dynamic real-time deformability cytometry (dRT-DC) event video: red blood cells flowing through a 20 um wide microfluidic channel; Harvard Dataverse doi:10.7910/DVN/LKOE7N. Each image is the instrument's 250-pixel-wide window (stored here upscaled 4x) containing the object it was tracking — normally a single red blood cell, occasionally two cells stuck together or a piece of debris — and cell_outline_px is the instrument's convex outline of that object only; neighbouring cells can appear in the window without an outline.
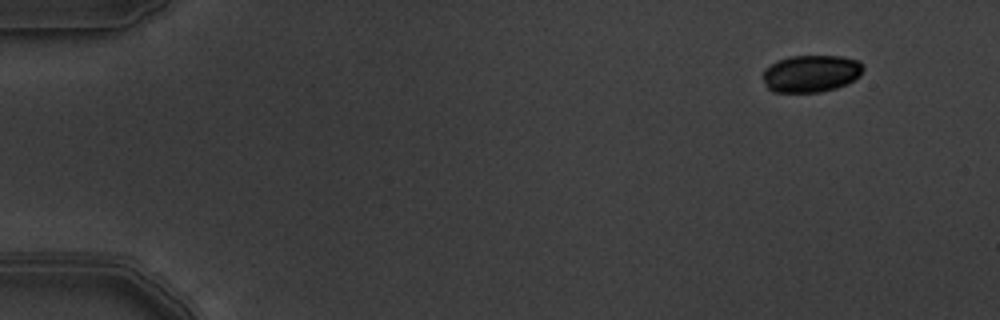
{"species": "common noctule bat (a hibernating species)", "species_latin": "Nyctalus noctula", "temperature_condition": "warm", "stored_images_in_passage": 4, "camera_frame_rate_fps": 3000, "um_per_image_px": 0.085, "animal": {"sex": "male", "body_mass_g": 19.5, "forearm_length_mm": 54.6}, "frame": {"image": 1, "passage_image": 1, "time_ms": 0.0, "image_size_px": [1000, 320], "cell_outline_px": [[864, 68], [860, 76], [848, 84], [836, 88], [820, 92], [772, 92], [764, 84], [764, 68], [776, 60], [788, 56], [840, 56], [860, 60], [864, 64]], "centroid_in_image_um": [68.96, 6.24], "position_along_channel_um": 16.0, "area_um2": 22.08}}
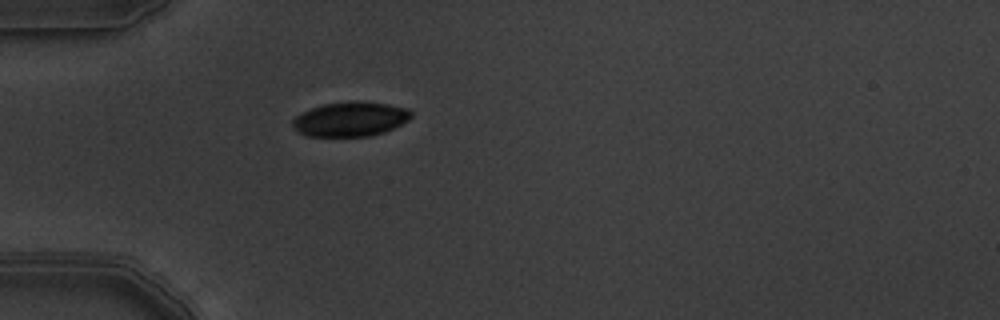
{"frame": {"image": 2, "passage_image": 4, "time_ms": 1.0, "image_size_px": [1000, 320], "cell_outline_px": [[412, 116], [408, 120], [384, 132], [368, 136], [308, 136], [300, 132], [292, 124], [292, 120], [296, 116], [312, 108], [324, 104], [352, 100], [360, 100], [388, 104], [408, 108], [412, 112]], "centroid_in_image_um": [29.81, 10.1], "position_along_channel_um": 55.2, "area_um2": 23.76}}